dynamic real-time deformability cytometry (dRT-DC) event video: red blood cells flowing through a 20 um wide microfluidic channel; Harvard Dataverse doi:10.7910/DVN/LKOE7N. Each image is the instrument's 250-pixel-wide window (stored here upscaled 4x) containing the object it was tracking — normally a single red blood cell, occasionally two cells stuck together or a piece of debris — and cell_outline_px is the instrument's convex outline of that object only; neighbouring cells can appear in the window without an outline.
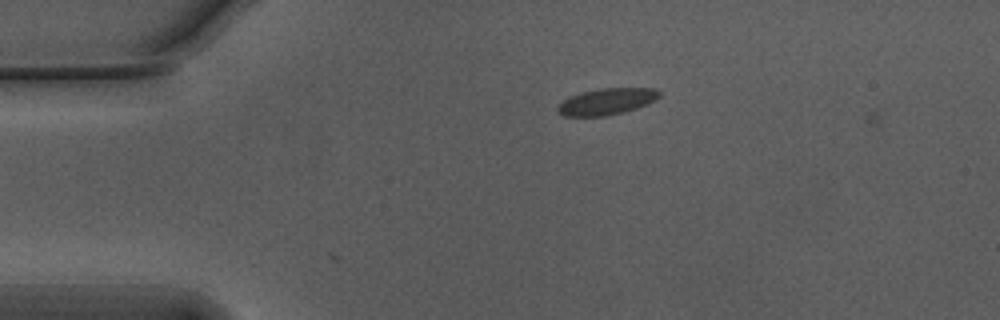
{"species": "Egyptian fruit bat (a non-hibernating species)", "species_latin": "Rousettus aegyptiacus", "temperature_condition": "warm", "stored_images_in_passage": 8, "camera_frame_rate_fps": 3000, "um_per_image_px": 0.085, "animal": {"sex": "male"}, "frame": {"image": 1, "passage_image": 7, "time_ms": 2.0, "image_size_px": [1000, 320], "cell_outline_px": [[660, 96], [656, 100], [648, 104], [624, 112], [604, 116], [564, 116], [556, 112], [556, 108], [568, 96], [580, 92], [600, 88], [656, 88], [660, 92]], "centroid_in_image_um": [51.56, 8.62], "position_along_channel_um": 33.4, "area_um2": 15.84}}